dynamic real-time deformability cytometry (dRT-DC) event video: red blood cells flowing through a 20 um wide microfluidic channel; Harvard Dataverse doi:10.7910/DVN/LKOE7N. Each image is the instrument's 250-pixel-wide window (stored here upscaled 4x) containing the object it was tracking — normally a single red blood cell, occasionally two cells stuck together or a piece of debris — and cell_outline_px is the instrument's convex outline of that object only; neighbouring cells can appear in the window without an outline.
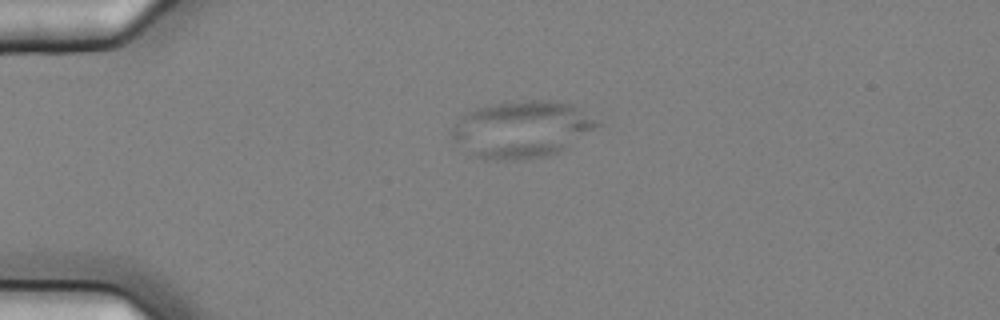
{"species": "common noctule bat (a hibernating species)", "species_latin": "Nyctalus noctula", "temperature_condition": "cold", "stored_images_in_passage": 3, "camera_frame_rate_fps": 3000, "um_per_image_px": 0.085, "animal": {"sex": "female", "body_mass_g": 25.1}, "frame": {"image": 1, "passage_image": 2, "time_ms": 0.333, "image_size_px": [1000, 320], "cell_outline_px": [[604, 124], [560, 152], [548, 156], [528, 160], [484, 160], [472, 152], [456, 140], [448, 132], [460, 116], [464, 112], [476, 108], [496, 104], [524, 100], [556, 100], [568, 104], [600, 120]], "centroid_in_image_um": [44.4, 10.99], "position_along_channel_um": 40.6, "area_um2": 48.26}}